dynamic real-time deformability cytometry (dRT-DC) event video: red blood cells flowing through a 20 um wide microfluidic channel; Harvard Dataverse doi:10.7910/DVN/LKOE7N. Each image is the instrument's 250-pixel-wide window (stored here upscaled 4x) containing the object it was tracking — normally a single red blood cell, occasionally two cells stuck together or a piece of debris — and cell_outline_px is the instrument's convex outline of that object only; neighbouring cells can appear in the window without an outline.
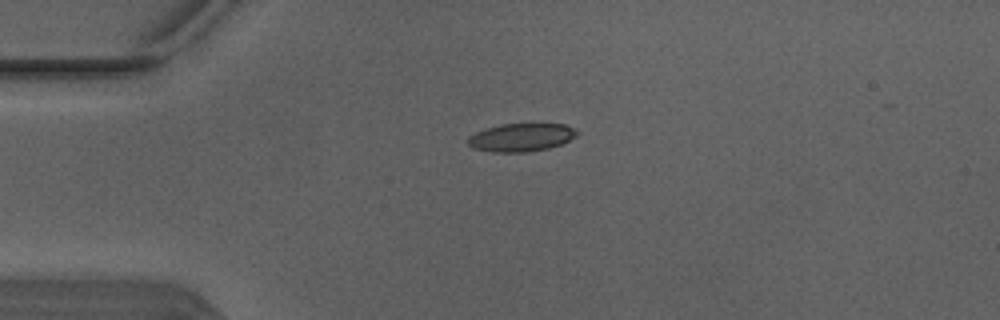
{"species": "Egyptian fruit bat (a non-hibernating species)", "species_latin": "Rousettus aegyptiacus", "temperature_condition": "warm", "stored_images_in_passage": 2, "camera_frame_rate_fps": 3000, "um_per_image_px": 0.085, "animal": {"sex": "male"}, "frame": {"image": 1, "passage_image": 1, "time_ms": 0.0, "image_size_px": [1000, 320], "cell_outline_px": [[580, 132], [576, 136], [560, 144], [548, 148], [528, 152], [492, 152], [472, 148], [468, 144], [468, 136], [476, 132], [500, 124], [564, 124]], "centroid_in_image_um": [44.28, 11.68], "position_along_channel_um": 40.7, "area_um2": 17.74}}